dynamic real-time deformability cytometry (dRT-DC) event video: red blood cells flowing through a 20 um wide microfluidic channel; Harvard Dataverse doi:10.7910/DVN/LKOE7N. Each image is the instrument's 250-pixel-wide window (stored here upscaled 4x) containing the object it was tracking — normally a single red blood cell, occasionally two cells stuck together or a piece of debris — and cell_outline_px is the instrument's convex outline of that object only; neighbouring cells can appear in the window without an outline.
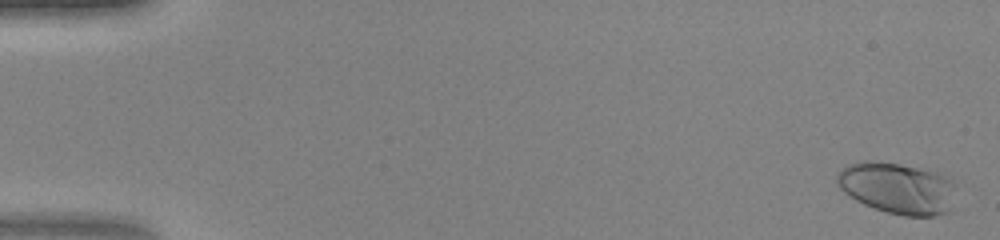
{"species": "human", "species_latin": "Homo sapiens", "temperature_condition": "warm", "stored_images_in_passage": 48, "camera_frame_rate_fps": 3000, "um_per_image_px": 0.085, "donor": {"sex": "female"}, "frame": {"image": 1, "passage_image": 2, "time_ms": 0.333, "image_size_px": [1000, 240], "cell_outline_px": [[952, 184], [948, 212], [936, 216], [904, 216], [888, 212], [864, 204], [856, 200], [844, 192], [836, 184], [836, 172], [852, 164], [864, 160], [880, 160], [900, 164], [932, 172], [944, 176]], "centroid_in_image_um": [76.17, 15.98], "position_along_channel_um": 8.8, "area_um2": 34.85}}
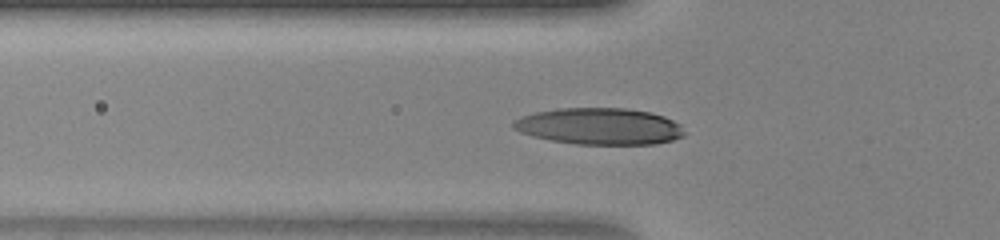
{"frame": {"image": 2, "passage_image": 18, "time_ms": 5.667, "image_size_px": [1000, 240], "cell_outline_px": [[684, 136], [672, 140], [656, 144], [576, 144], [552, 140], [532, 136], [520, 132], [512, 128], [512, 120], [520, 116], [536, 112], [556, 108], [624, 108], [652, 112], [664, 116], [680, 124], [684, 132]], "centroid_in_image_um": [50.93, 10.73], "position_along_channel_um": 74.9, "area_um2": 36.65}}
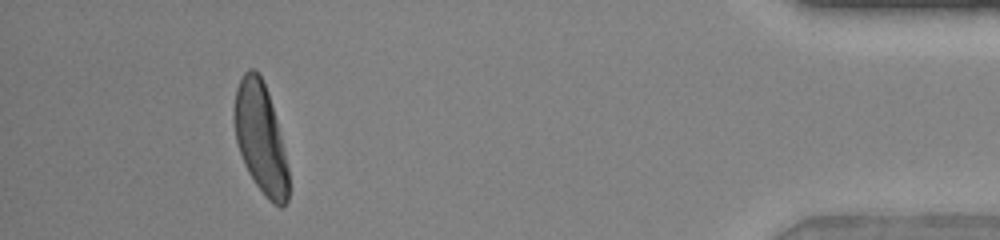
{"frame": {"image": 3, "passage_image": 45, "time_ms": 14.667, "image_size_px": [1000, 240], "cell_outline_px": [[288, 200], [280, 208], [272, 204], [264, 196], [248, 172], [244, 164], [236, 140], [232, 116], [232, 112], [236, 88], [244, 72], [248, 68], [256, 68], [268, 92], [276, 120], [288, 168]], "centroid_in_image_um": [22.11, 11.73], "position_along_channel_um": 413.1, "area_um2": 34.85}}